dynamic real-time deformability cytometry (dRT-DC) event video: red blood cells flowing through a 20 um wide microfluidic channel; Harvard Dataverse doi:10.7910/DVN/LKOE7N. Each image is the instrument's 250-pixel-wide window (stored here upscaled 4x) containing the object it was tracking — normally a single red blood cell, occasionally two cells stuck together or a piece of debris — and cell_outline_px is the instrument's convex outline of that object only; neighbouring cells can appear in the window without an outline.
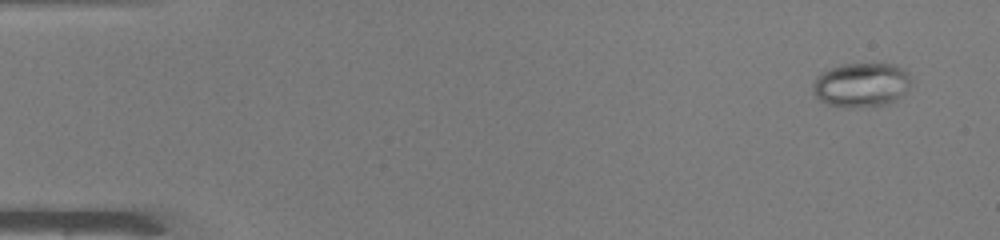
{"species": "common noctule bat (a hibernating species)", "species_latin": "Nyctalus noctula", "temperature_condition": "warm", "stored_images_in_passage": 48, "camera_frame_rate_fps": 3000, "um_per_image_px": 0.085, "animal": {"sex": "male", "body_mass_g": 19.0, "forearm_length_mm": 50.8}, "frame": {"image": 1, "passage_image": 3, "time_ms": 0.667, "image_size_px": [1000, 240], "cell_outline_px": [[912, 80], [908, 88], [896, 100], [888, 104], [872, 108], [848, 108], [828, 104], [820, 100], [812, 92], [812, 84], [816, 76], [820, 72], [840, 64], [892, 64], [908, 72]], "centroid_in_image_um": [73.19, 7.24], "position_along_channel_um": 11.8, "area_um2": 25.84}}
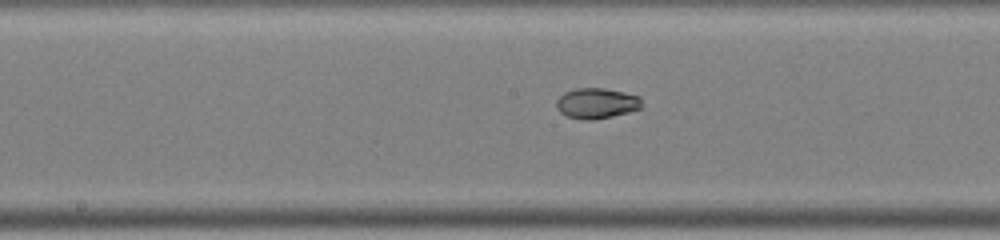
{"frame": {"image": 2, "passage_image": 26, "time_ms": 8.333, "image_size_px": [1000, 240], "cell_outline_px": [[640, 108], [628, 112], [612, 116], [592, 120], [584, 120], [568, 116], [560, 112], [556, 108], [556, 100], [564, 92], [576, 88], [604, 88], [624, 92], [640, 96]], "centroid_in_image_um": [50.68, 8.77], "position_along_channel_um": 197.5, "area_um2": 15.09}}
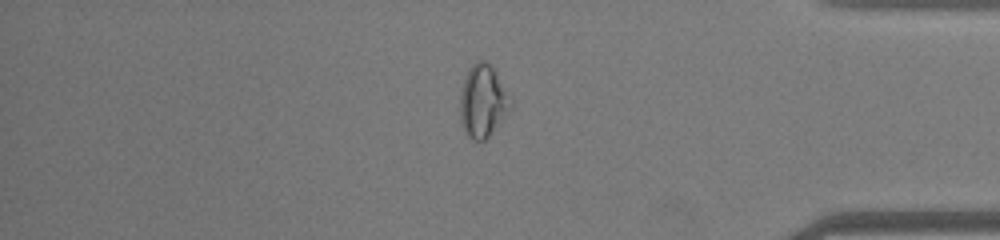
{"frame": {"image": 3, "passage_image": 42, "time_ms": 13.667, "image_size_px": [1000, 240], "cell_outline_px": [[512, 104], [488, 136], [484, 140], [472, 140], [468, 136], [460, 124], [460, 92], [468, 68], [476, 60], [484, 60], [492, 68], [512, 100]], "centroid_in_image_um": [40.98, 8.58], "position_along_channel_um": 394.2, "area_um2": 20.81}}